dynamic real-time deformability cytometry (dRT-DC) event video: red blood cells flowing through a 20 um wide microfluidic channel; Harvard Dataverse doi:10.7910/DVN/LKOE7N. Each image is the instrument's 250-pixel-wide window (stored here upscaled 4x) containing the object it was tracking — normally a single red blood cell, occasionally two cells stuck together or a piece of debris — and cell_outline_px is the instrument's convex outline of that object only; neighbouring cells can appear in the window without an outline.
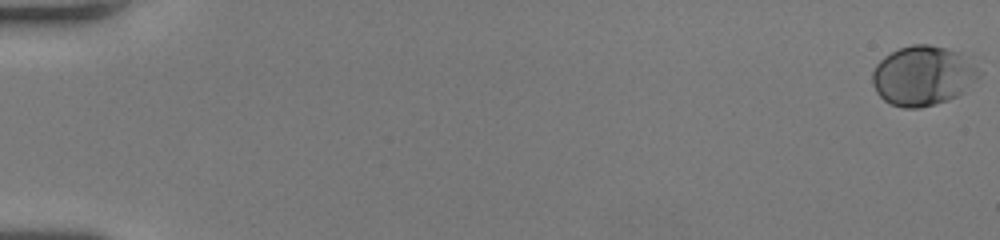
{"species": "human", "species_latin": "Homo sapiens", "temperature_condition": "room temperature", "stored_images_in_passage": 54, "camera_frame_rate_fps": 3000, "um_per_image_px": 0.085, "donor": {"sex": "female"}, "frame": {"image": 1, "passage_image": 1, "time_ms": 0.0, "image_size_px": [1000, 240], "cell_outline_px": [[980, 76], [956, 96], [948, 100], [936, 104], [920, 108], [904, 108], [888, 104], [876, 92], [872, 84], [872, 72], [876, 64], [884, 56], [900, 48], [912, 44], [928, 44], [960, 52], [980, 72]], "centroid_in_image_um": [78.39, 6.45], "position_along_channel_um": 6.6, "area_um2": 36.88}}
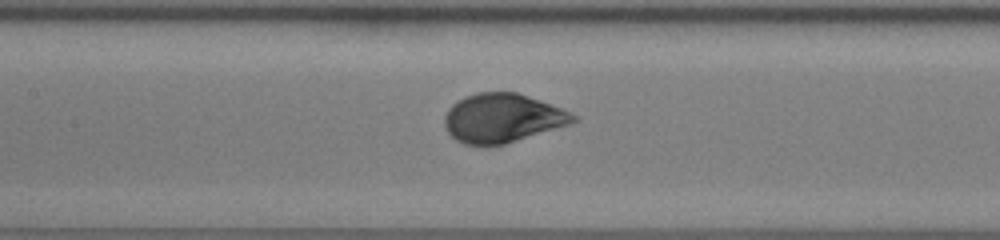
{"frame": {"image": 2, "passage_image": 28, "time_ms": 9.0, "image_size_px": [1000, 240], "cell_outline_px": [[576, 120], [568, 124], [504, 144], [464, 144], [456, 140], [448, 132], [444, 124], [444, 116], [448, 108], [452, 104], [464, 96], [476, 92], [516, 92], [540, 100], [560, 108], [576, 116]], "centroid_in_image_um": [42.64, 10.02], "position_along_channel_um": 164.8, "area_um2": 36.07}}
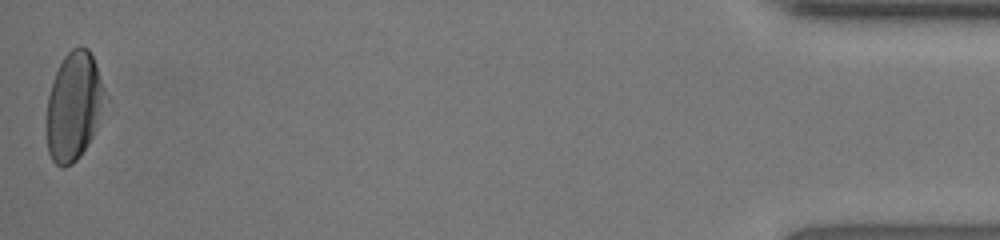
{"frame": {"image": 3, "passage_image": 54, "time_ms": 17.667, "image_size_px": [1000, 240], "cell_outline_px": [[100, 92], [96, 128], [88, 144], [80, 156], [72, 164], [64, 168], [60, 168], [52, 160], [48, 152], [48, 96], [52, 80], [64, 56], [72, 48], [80, 44], [88, 48], [96, 64], [100, 80]], "centroid_in_image_um": [6.2, 9.03], "position_along_channel_um": 429.0, "area_um2": 35.32}, "authors_computed_cell_mechanics": {"area_um2": 35.9227, "velocity_mm_per_s": 4.0592, "shape_relaxation_time_tau1_ms": 2.3341, "shape_relaxation_time_tau2_ms": null, "deformation_change_tau1": 0.1491, "deformation_change_tau2": null}}